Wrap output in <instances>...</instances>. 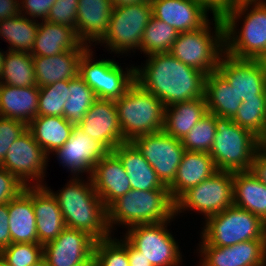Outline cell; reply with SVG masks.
Segmentation results:
<instances>
[{"mask_svg":"<svg viewBox=\"0 0 266 266\" xmlns=\"http://www.w3.org/2000/svg\"><path fill=\"white\" fill-rule=\"evenodd\" d=\"M96 100L95 92L77 75L69 80V98L64 104V118L78 126Z\"/></svg>","mask_w":266,"mask_h":266,"instance_id":"d590c367","label":"cell"},{"mask_svg":"<svg viewBox=\"0 0 266 266\" xmlns=\"http://www.w3.org/2000/svg\"><path fill=\"white\" fill-rule=\"evenodd\" d=\"M19 3V11L22 15V10L27 13V15L38 18L40 17L42 21H45L47 19L48 13L50 11V8L54 4L56 0H20ZM22 9V10H21Z\"/></svg>","mask_w":266,"mask_h":266,"instance_id":"bcb514c9","label":"cell"},{"mask_svg":"<svg viewBox=\"0 0 266 266\" xmlns=\"http://www.w3.org/2000/svg\"><path fill=\"white\" fill-rule=\"evenodd\" d=\"M78 127L84 134L102 143L109 151L125 142L114 100L97 99Z\"/></svg>","mask_w":266,"mask_h":266,"instance_id":"d6986e66","label":"cell"},{"mask_svg":"<svg viewBox=\"0 0 266 266\" xmlns=\"http://www.w3.org/2000/svg\"><path fill=\"white\" fill-rule=\"evenodd\" d=\"M204 96L207 112L230 119L235 117L243 102L238 98L234 88L217 70L206 76Z\"/></svg>","mask_w":266,"mask_h":266,"instance_id":"4dcf8cb0","label":"cell"},{"mask_svg":"<svg viewBox=\"0 0 266 266\" xmlns=\"http://www.w3.org/2000/svg\"><path fill=\"white\" fill-rule=\"evenodd\" d=\"M91 49H87L79 60L78 75L95 92L97 99L117 100L135 82V67L123 71L113 60L93 62Z\"/></svg>","mask_w":266,"mask_h":266,"instance_id":"30bf717a","label":"cell"},{"mask_svg":"<svg viewBox=\"0 0 266 266\" xmlns=\"http://www.w3.org/2000/svg\"><path fill=\"white\" fill-rule=\"evenodd\" d=\"M0 266H7L5 259L1 254H0Z\"/></svg>","mask_w":266,"mask_h":266,"instance_id":"91938a15","label":"cell"},{"mask_svg":"<svg viewBox=\"0 0 266 266\" xmlns=\"http://www.w3.org/2000/svg\"><path fill=\"white\" fill-rule=\"evenodd\" d=\"M251 172L260 182L266 185V154L259 150L251 162L249 168Z\"/></svg>","mask_w":266,"mask_h":266,"instance_id":"681fc988","label":"cell"},{"mask_svg":"<svg viewBox=\"0 0 266 266\" xmlns=\"http://www.w3.org/2000/svg\"><path fill=\"white\" fill-rule=\"evenodd\" d=\"M31 266H47V263H46L45 259L43 258L41 261H39L38 263L31 265Z\"/></svg>","mask_w":266,"mask_h":266,"instance_id":"9f6ffc18","label":"cell"},{"mask_svg":"<svg viewBox=\"0 0 266 266\" xmlns=\"http://www.w3.org/2000/svg\"><path fill=\"white\" fill-rule=\"evenodd\" d=\"M206 113L205 97L174 103L165 107L163 131L182 140Z\"/></svg>","mask_w":266,"mask_h":266,"instance_id":"f546056e","label":"cell"},{"mask_svg":"<svg viewBox=\"0 0 266 266\" xmlns=\"http://www.w3.org/2000/svg\"><path fill=\"white\" fill-rule=\"evenodd\" d=\"M174 217L175 202L171 198L169 189L147 191L131 189L107 208V224L110 232L113 224L117 223L131 227L138 224L160 223Z\"/></svg>","mask_w":266,"mask_h":266,"instance_id":"277c9868","label":"cell"},{"mask_svg":"<svg viewBox=\"0 0 266 266\" xmlns=\"http://www.w3.org/2000/svg\"><path fill=\"white\" fill-rule=\"evenodd\" d=\"M178 35L174 27L152 15L141 38V51L147 55L169 52Z\"/></svg>","mask_w":266,"mask_h":266,"instance_id":"8d00e7d4","label":"cell"},{"mask_svg":"<svg viewBox=\"0 0 266 266\" xmlns=\"http://www.w3.org/2000/svg\"><path fill=\"white\" fill-rule=\"evenodd\" d=\"M205 221L202 238L210 245L227 247L248 240L266 239V223L259 216L235 205Z\"/></svg>","mask_w":266,"mask_h":266,"instance_id":"ba28073f","label":"cell"},{"mask_svg":"<svg viewBox=\"0 0 266 266\" xmlns=\"http://www.w3.org/2000/svg\"><path fill=\"white\" fill-rule=\"evenodd\" d=\"M151 17V1L114 7L109 29L99 43L119 54L133 48L141 50V38Z\"/></svg>","mask_w":266,"mask_h":266,"instance_id":"9c48e42d","label":"cell"},{"mask_svg":"<svg viewBox=\"0 0 266 266\" xmlns=\"http://www.w3.org/2000/svg\"><path fill=\"white\" fill-rule=\"evenodd\" d=\"M147 57L145 67L135 68V81L165 107L205 97V73L182 63L169 52Z\"/></svg>","mask_w":266,"mask_h":266,"instance_id":"6da1fadb","label":"cell"},{"mask_svg":"<svg viewBox=\"0 0 266 266\" xmlns=\"http://www.w3.org/2000/svg\"><path fill=\"white\" fill-rule=\"evenodd\" d=\"M260 150L266 154V133L265 135L260 139Z\"/></svg>","mask_w":266,"mask_h":266,"instance_id":"db71d44e","label":"cell"},{"mask_svg":"<svg viewBox=\"0 0 266 266\" xmlns=\"http://www.w3.org/2000/svg\"><path fill=\"white\" fill-rule=\"evenodd\" d=\"M260 138L232 119L216 116V133L209 152L217 170L249 171Z\"/></svg>","mask_w":266,"mask_h":266,"instance_id":"8992f818","label":"cell"},{"mask_svg":"<svg viewBox=\"0 0 266 266\" xmlns=\"http://www.w3.org/2000/svg\"><path fill=\"white\" fill-rule=\"evenodd\" d=\"M39 87L0 83V116L28 124L38 115Z\"/></svg>","mask_w":266,"mask_h":266,"instance_id":"f1b7e54d","label":"cell"},{"mask_svg":"<svg viewBox=\"0 0 266 266\" xmlns=\"http://www.w3.org/2000/svg\"><path fill=\"white\" fill-rule=\"evenodd\" d=\"M3 61H4V52L0 51V76L2 73Z\"/></svg>","mask_w":266,"mask_h":266,"instance_id":"11a10c76","label":"cell"},{"mask_svg":"<svg viewBox=\"0 0 266 266\" xmlns=\"http://www.w3.org/2000/svg\"><path fill=\"white\" fill-rule=\"evenodd\" d=\"M0 83L16 87L36 86L32 55L8 51L4 55Z\"/></svg>","mask_w":266,"mask_h":266,"instance_id":"e575fe53","label":"cell"},{"mask_svg":"<svg viewBox=\"0 0 266 266\" xmlns=\"http://www.w3.org/2000/svg\"><path fill=\"white\" fill-rule=\"evenodd\" d=\"M8 211L12 243H39L32 205V185L25 186L24 190L8 202Z\"/></svg>","mask_w":266,"mask_h":266,"instance_id":"4316f807","label":"cell"},{"mask_svg":"<svg viewBox=\"0 0 266 266\" xmlns=\"http://www.w3.org/2000/svg\"><path fill=\"white\" fill-rule=\"evenodd\" d=\"M89 178L106 208L131 190L124 166L113 151H109L100 159Z\"/></svg>","mask_w":266,"mask_h":266,"instance_id":"ffe728a7","label":"cell"},{"mask_svg":"<svg viewBox=\"0 0 266 266\" xmlns=\"http://www.w3.org/2000/svg\"><path fill=\"white\" fill-rule=\"evenodd\" d=\"M201 5L207 12L213 13V18L223 19L236 7V0H193Z\"/></svg>","mask_w":266,"mask_h":266,"instance_id":"7dc6e473","label":"cell"},{"mask_svg":"<svg viewBox=\"0 0 266 266\" xmlns=\"http://www.w3.org/2000/svg\"><path fill=\"white\" fill-rule=\"evenodd\" d=\"M147 1H150V0H111L114 7L130 5L133 3H142V2H147Z\"/></svg>","mask_w":266,"mask_h":266,"instance_id":"f5cc1de1","label":"cell"},{"mask_svg":"<svg viewBox=\"0 0 266 266\" xmlns=\"http://www.w3.org/2000/svg\"><path fill=\"white\" fill-rule=\"evenodd\" d=\"M199 253L200 266H266V239H254L219 247L203 238Z\"/></svg>","mask_w":266,"mask_h":266,"instance_id":"e0dca14e","label":"cell"},{"mask_svg":"<svg viewBox=\"0 0 266 266\" xmlns=\"http://www.w3.org/2000/svg\"><path fill=\"white\" fill-rule=\"evenodd\" d=\"M216 133V115L207 112L181 141L186 151L209 153Z\"/></svg>","mask_w":266,"mask_h":266,"instance_id":"f35d334b","label":"cell"},{"mask_svg":"<svg viewBox=\"0 0 266 266\" xmlns=\"http://www.w3.org/2000/svg\"><path fill=\"white\" fill-rule=\"evenodd\" d=\"M168 223L170 220L131 226L124 239L153 266H178L182 255L174 237L166 228Z\"/></svg>","mask_w":266,"mask_h":266,"instance_id":"7c38bea8","label":"cell"},{"mask_svg":"<svg viewBox=\"0 0 266 266\" xmlns=\"http://www.w3.org/2000/svg\"><path fill=\"white\" fill-rule=\"evenodd\" d=\"M115 103L125 142L163 130L165 105L138 82L135 81Z\"/></svg>","mask_w":266,"mask_h":266,"instance_id":"5b68a950","label":"cell"},{"mask_svg":"<svg viewBox=\"0 0 266 266\" xmlns=\"http://www.w3.org/2000/svg\"><path fill=\"white\" fill-rule=\"evenodd\" d=\"M132 142L153 167L161 182L168 187L175 179L185 151L182 141L161 130L138 136Z\"/></svg>","mask_w":266,"mask_h":266,"instance_id":"4fadbf2b","label":"cell"},{"mask_svg":"<svg viewBox=\"0 0 266 266\" xmlns=\"http://www.w3.org/2000/svg\"><path fill=\"white\" fill-rule=\"evenodd\" d=\"M232 120L261 139L266 133V98L244 99Z\"/></svg>","mask_w":266,"mask_h":266,"instance_id":"74e56055","label":"cell"},{"mask_svg":"<svg viewBox=\"0 0 266 266\" xmlns=\"http://www.w3.org/2000/svg\"><path fill=\"white\" fill-rule=\"evenodd\" d=\"M112 151L121 160L130 180L131 189L140 191L168 189L132 141L123 142Z\"/></svg>","mask_w":266,"mask_h":266,"instance_id":"d4e9b609","label":"cell"},{"mask_svg":"<svg viewBox=\"0 0 266 266\" xmlns=\"http://www.w3.org/2000/svg\"><path fill=\"white\" fill-rule=\"evenodd\" d=\"M75 266H94V262H83L82 264H77Z\"/></svg>","mask_w":266,"mask_h":266,"instance_id":"680465c9","label":"cell"},{"mask_svg":"<svg viewBox=\"0 0 266 266\" xmlns=\"http://www.w3.org/2000/svg\"><path fill=\"white\" fill-rule=\"evenodd\" d=\"M24 188L25 185L15 175L0 167V205L10 202Z\"/></svg>","mask_w":266,"mask_h":266,"instance_id":"f6af8a7d","label":"cell"},{"mask_svg":"<svg viewBox=\"0 0 266 266\" xmlns=\"http://www.w3.org/2000/svg\"><path fill=\"white\" fill-rule=\"evenodd\" d=\"M126 249L129 259V266H153L149 260H147L143 254L135 249L126 239L119 241Z\"/></svg>","mask_w":266,"mask_h":266,"instance_id":"f907efd6","label":"cell"},{"mask_svg":"<svg viewBox=\"0 0 266 266\" xmlns=\"http://www.w3.org/2000/svg\"><path fill=\"white\" fill-rule=\"evenodd\" d=\"M69 98V80L39 87L38 115L64 117V104Z\"/></svg>","mask_w":266,"mask_h":266,"instance_id":"ab89813d","label":"cell"},{"mask_svg":"<svg viewBox=\"0 0 266 266\" xmlns=\"http://www.w3.org/2000/svg\"><path fill=\"white\" fill-rule=\"evenodd\" d=\"M233 174V171L218 170L211 177L190 188L175 202V215L189 208L204 213L207 219L232 206Z\"/></svg>","mask_w":266,"mask_h":266,"instance_id":"8fae6325","label":"cell"},{"mask_svg":"<svg viewBox=\"0 0 266 266\" xmlns=\"http://www.w3.org/2000/svg\"><path fill=\"white\" fill-rule=\"evenodd\" d=\"M217 71L234 88L242 101L266 98V68L262 60L236 59L224 53Z\"/></svg>","mask_w":266,"mask_h":266,"instance_id":"9a60e30c","label":"cell"},{"mask_svg":"<svg viewBox=\"0 0 266 266\" xmlns=\"http://www.w3.org/2000/svg\"><path fill=\"white\" fill-rule=\"evenodd\" d=\"M48 157L27 129L12 143L1 167L15 175L25 186H29L32 179L37 181L35 186H42L40 182L45 175Z\"/></svg>","mask_w":266,"mask_h":266,"instance_id":"5bb4252c","label":"cell"},{"mask_svg":"<svg viewBox=\"0 0 266 266\" xmlns=\"http://www.w3.org/2000/svg\"><path fill=\"white\" fill-rule=\"evenodd\" d=\"M217 171L209 153L185 150L175 179L168 186L171 198L176 202L186 191L211 177Z\"/></svg>","mask_w":266,"mask_h":266,"instance_id":"603a6c76","label":"cell"},{"mask_svg":"<svg viewBox=\"0 0 266 266\" xmlns=\"http://www.w3.org/2000/svg\"><path fill=\"white\" fill-rule=\"evenodd\" d=\"M0 254L7 266H31L43 259V245L40 243H11Z\"/></svg>","mask_w":266,"mask_h":266,"instance_id":"b9f144b4","label":"cell"},{"mask_svg":"<svg viewBox=\"0 0 266 266\" xmlns=\"http://www.w3.org/2000/svg\"><path fill=\"white\" fill-rule=\"evenodd\" d=\"M9 218L8 203L0 205V251L12 243Z\"/></svg>","mask_w":266,"mask_h":266,"instance_id":"c3c4849f","label":"cell"},{"mask_svg":"<svg viewBox=\"0 0 266 266\" xmlns=\"http://www.w3.org/2000/svg\"><path fill=\"white\" fill-rule=\"evenodd\" d=\"M257 1H262V0H236V6L244 2H257Z\"/></svg>","mask_w":266,"mask_h":266,"instance_id":"6f0895ef","label":"cell"},{"mask_svg":"<svg viewBox=\"0 0 266 266\" xmlns=\"http://www.w3.org/2000/svg\"><path fill=\"white\" fill-rule=\"evenodd\" d=\"M215 34L211 36L210 23L202 28L179 33L169 51L182 63L206 75L217 70L219 60L225 53L224 22L214 18Z\"/></svg>","mask_w":266,"mask_h":266,"instance_id":"52a82bcc","label":"cell"},{"mask_svg":"<svg viewBox=\"0 0 266 266\" xmlns=\"http://www.w3.org/2000/svg\"><path fill=\"white\" fill-rule=\"evenodd\" d=\"M264 65H265V68H266V56L262 59Z\"/></svg>","mask_w":266,"mask_h":266,"instance_id":"94428289","label":"cell"},{"mask_svg":"<svg viewBox=\"0 0 266 266\" xmlns=\"http://www.w3.org/2000/svg\"><path fill=\"white\" fill-rule=\"evenodd\" d=\"M152 15L174 27L178 33L205 26L207 11L193 0H150Z\"/></svg>","mask_w":266,"mask_h":266,"instance_id":"44dd1931","label":"cell"},{"mask_svg":"<svg viewBox=\"0 0 266 266\" xmlns=\"http://www.w3.org/2000/svg\"><path fill=\"white\" fill-rule=\"evenodd\" d=\"M74 125L62 116L37 115L27 124L35 141L49 156L70 138Z\"/></svg>","mask_w":266,"mask_h":266,"instance_id":"d6a6232c","label":"cell"},{"mask_svg":"<svg viewBox=\"0 0 266 266\" xmlns=\"http://www.w3.org/2000/svg\"><path fill=\"white\" fill-rule=\"evenodd\" d=\"M89 47L90 45L83 44L80 48L54 56H32L36 86H48L75 78L79 72V60Z\"/></svg>","mask_w":266,"mask_h":266,"instance_id":"7402d4cb","label":"cell"},{"mask_svg":"<svg viewBox=\"0 0 266 266\" xmlns=\"http://www.w3.org/2000/svg\"><path fill=\"white\" fill-rule=\"evenodd\" d=\"M19 6L17 0H0V20L19 15Z\"/></svg>","mask_w":266,"mask_h":266,"instance_id":"816d5d0a","label":"cell"},{"mask_svg":"<svg viewBox=\"0 0 266 266\" xmlns=\"http://www.w3.org/2000/svg\"><path fill=\"white\" fill-rule=\"evenodd\" d=\"M83 44L77 35L76 28L42 21L39 23L30 54L32 56H54L80 48Z\"/></svg>","mask_w":266,"mask_h":266,"instance_id":"83f0119b","label":"cell"},{"mask_svg":"<svg viewBox=\"0 0 266 266\" xmlns=\"http://www.w3.org/2000/svg\"><path fill=\"white\" fill-rule=\"evenodd\" d=\"M94 266H129L127 249L111 236L97 240L94 244Z\"/></svg>","mask_w":266,"mask_h":266,"instance_id":"60d3db41","label":"cell"},{"mask_svg":"<svg viewBox=\"0 0 266 266\" xmlns=\"http://www.w3.org/2000/svg\"><path fill=\"white\" fill-rule=\"evenodd\" d=\"M38 27V21L19 14L0 20V36L9 42V51L31 53Z\"/></svg>","mask_w":266,"mask_h":266,"instance_id":"836d02e7","label":"cell"},{"mask_svg":"<svg viewBox=\"0 0 266 266\" xmlns=\"http://www.w3.org/2000/svg\"><path fill=\"white\" fill-rule=\"evenodd\" d=\"M78 177L73 176L58 193L48 189L57 200L66 227L87 232L96 241L109 238L107 208L95 191L91 178L85 184Z\"/></svg>","mask_w":266,"mask_h":266,"instance_id":"7a4b0ae2","label":"cell"},{"mask_svg":"<svg viewBox=\"0 0 266 266\" xmlns=\"http://www.w3.org/2000/svg\"><path fill=\"white\" fill-rule=\"evenodd\" d=\"M78 0H56L45 21L76 28Z\"/></svg>","mask_w":266,"mask_h":266,"instance_id":"7bdbcfd3","label":"cell"},{"mask_svg":"<svg viewBox=\"0 0 266 266\" xmlns=\"http://www.w3.org/2000/svg\"><path fill=\"white\" fill-rule=\"evenodd\" d=\"M96 240L87 232L65 227L56 239L43 245L47 266H75L94 262Z\"/></svg>","mask_w":266,"mask_h":266,"instance_id":"2e32d148","label":"cell"},{"mask_svg":"<svg viewBox=\"0 0 266 266\" xmlns=\"http://www.w3.org/2000/svg\"><path fill=\"white\" fill-rule=\"evenodd\" d=\"M233 205L259 216L266 223V185L249 171L233 174Z\"/></svg>","mask_w":266,"mask_h":266,"instance_id":"1f68e13d","label":"cell"},{"mask_svg":"<svg viewBox=\"0 0 266 266\" xmlns=\"http://www.w3.org/2000/svg\"><path fill=\"white\" fill-rule=\"evenodd\" d=\"M27 130V124L16 119L0 116V162L12 143Z\"/></svg>","mask_w":266,"mask_h":266,"instance_id":"ee69618b","label":"cell"},{"mask_svg":"<svg viewBox=\"0 0 266 266\" xmlns=\"http://www.w3.org/2000/svg\"><path fill=\"white\" fill-rule=\"evenodd\" d=\"M76 32L84 44L100 41L109 29L111 0H78Z\"/></svg>","mask_w":266,"mask_h":266,"instance_id":"484cf974","label":"cell"},{"mask_svg":"<svg viewBox=\"0 0 266 266\" xmlns=\"http://www.w3.org/2000/svg\"><path fill=\"white\" fill-rule=\"evenodd\" d=\"M32 205L36 216L38 242L44 245L56 239L66 224L56 198L46 185L32 186Z\"/></svg>","mask_w":266,"mask_h":266,"instance_id":"cb8c5ba5","label":"cell"},{"mask_svg":"<svg viewBox=\"0 0 266 266\" xmlns=\"http://www.w3.org/2000/svg\"><path fill=\"white\" fill-rule=\"evenodd\" d=\"M253 6L251 7V5ZM252 8L249 9V8ZM250 10V12L248 11ZM247 11V13H246ZM243 27L236 25L245 13ZM225 53L236 59L262 60L266 56V2L238 4L224 18Z\"/></svg>","mask_w":266,"mask_h":266,"instance_id":"3957f363","label":"cell"},{"mask_svg":"<svg viewBox=\"0 0 266 266\" xmlns=\"http://www.w3.org/2000/svg\"><path fill=\"white\" fill-rule=\"evenodd\" d=\"M54 152L62 166L70 169L74 176L83 172H88L91 176L95 165L109 150L102 143L84 134L78 126H74L70 138Z\"/></svg>","mask_w":266,"mask_h":266,"instance_id":"ac0fdd59","label":"cell"}]
</instances>
